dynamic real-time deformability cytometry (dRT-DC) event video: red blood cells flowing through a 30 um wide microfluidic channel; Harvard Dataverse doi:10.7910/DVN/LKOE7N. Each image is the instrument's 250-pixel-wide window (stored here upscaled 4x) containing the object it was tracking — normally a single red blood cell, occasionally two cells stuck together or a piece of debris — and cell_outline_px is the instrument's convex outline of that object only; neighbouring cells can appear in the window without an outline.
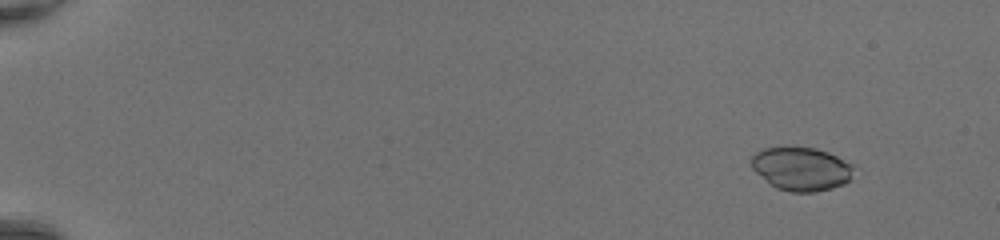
{"species": "common noctule bat (a hibernating species)", "species_latin": "Nyctalus noctula", "temperature_condition": "room temperature", "stored_images_in_passage": 45, "camera_frame_rate_fps": 3000, "um_per_image_px": 0.085, "animal": {"sex": "female", "body_mass_g": 20.0, "forearm_length_mm": 54.0}, "frame": {"image": 1, "passage_image": 1, "time_ms": 0.0, "image_size_px": [1000, 240], "cell_outline_px": [[856, 164], [852, 180], [844, 184], [832, 188], [816, 192], [792, 192], [776, 188], [756, 172], [752, 168], [752, 156], [756, 152], [764, 148], [816, 148], [828, 152]], "centroid_in_image_um": [68.2, 14.36], "position_along_channel_um": 16.8, "area_um2": 26.07}}
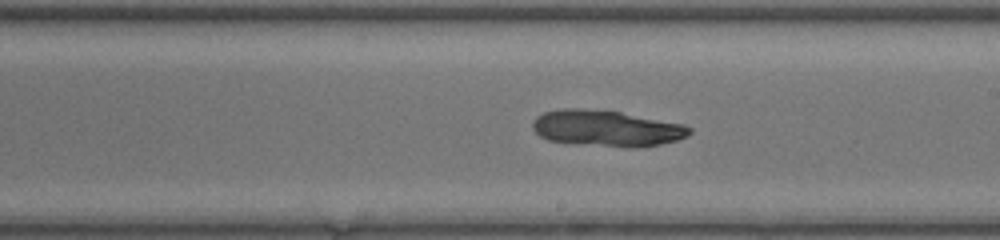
{"frame": {"image": 2, "passage_image": 27, "time_ms": 8.667, "image_size_px": [1000, 240], "cell_outline_px": [[692, 132], [688, 136], [676, 140], [660, 144], [632, 148], [548, 140], [540, 136], [532, 128], [532, 124], [536, 116], [544, 112], [560, 108], [584, 108], [620, 112], [684, 124], [692, 128]], "centroid_in_image_um": [51.57, 10.89], "position_along_channel_um": 237.4, "area_um2": 32.83}}
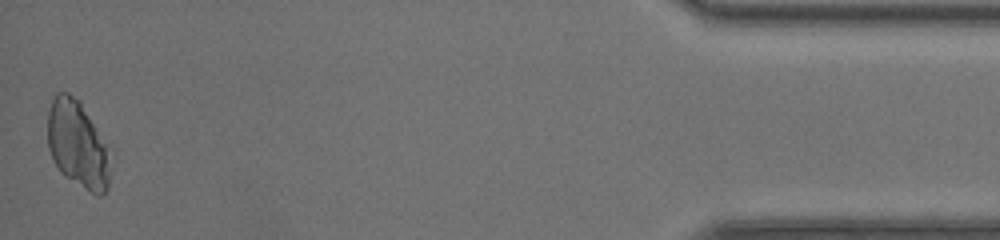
{"frame": {"image": 3, "passage_image": 45, "time_ms": 14.667, "image_size_px": [1000, 240], "cell_outline_px": [[112, 148], [108, 188], [100, 196], [96, 196], [60, 172], [52, 160], [48, 148], [48, 112], [52, 96], [56, 92], [68, 92], [80, 100]], "centroid_in_image_um": [6.64, 12.24], "position_along_channel_um": 428.6, "area_um2": 32.83}}